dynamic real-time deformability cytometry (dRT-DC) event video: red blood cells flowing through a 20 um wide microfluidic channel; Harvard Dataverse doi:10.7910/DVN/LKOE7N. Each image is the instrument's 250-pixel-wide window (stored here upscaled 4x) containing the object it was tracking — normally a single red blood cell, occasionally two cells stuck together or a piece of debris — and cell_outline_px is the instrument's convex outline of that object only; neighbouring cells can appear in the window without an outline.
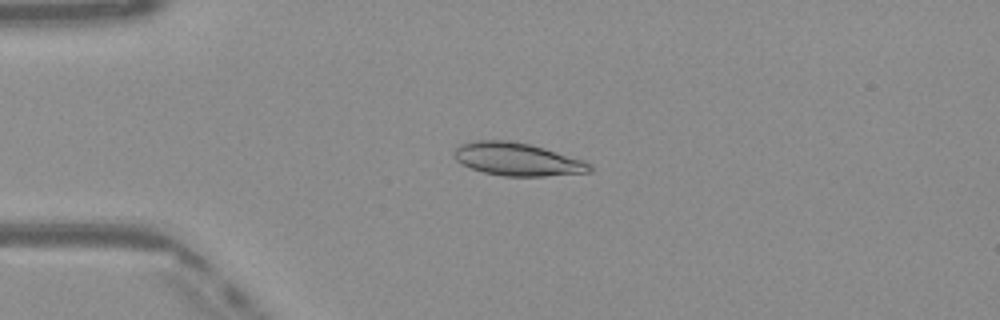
{"species": "Egyptian fruit bat (a non-hibernating species)", "species_latin": "Rousettus aegyptiacus", "temperature_condition": "warm", "stored_images_in_passage": 48, "camera_frame_rate_fps": 3000, "um_per_image_px": 0.085, "frame": {"image": 1, "passage_image": 11, "time_ms": 3.333, "image_size_px": [1000, 320], "cell_outline_px": [[592, 172], [544, 176], [504, 176], [484, 172], [460, 164], [452, 156], [452, 152], [460, 144], [476, 140], [508, 140], [528, 144], [544, 148], [584, 160], [592, 164]], "centroid_in_image_um": [43.96, 13.54], "position_along_channel_um": 41.0, "area_um2": 26.13}}
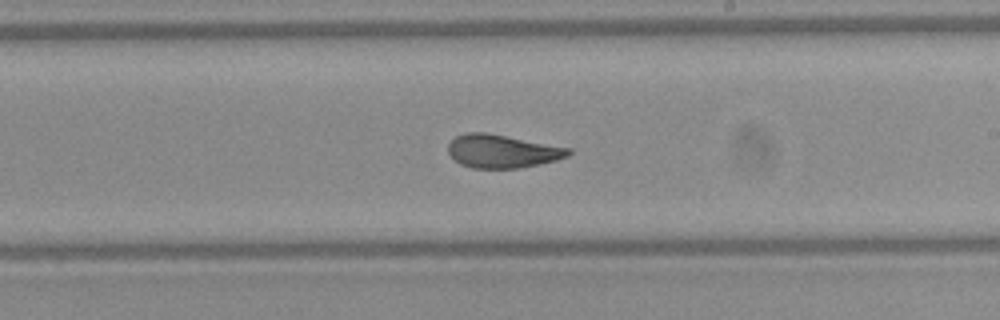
{"frame": {"image": 2, "passage_image": 28, "time_ms": 9.0, "image_size_px": [1000, 320], "cell_outline_px": [[572, 152], [568, 156], [556, 160], [540, 164], [520, 168], [472, 168], [460, 164], [448, 152], [448, 144], [456, 136], [468, 132], [484, 132], [572, 148]], "centroid_in_image_um": [42.71, 12.86], "position_along_channel_um": 246.3, "area_um2": 23.24}}
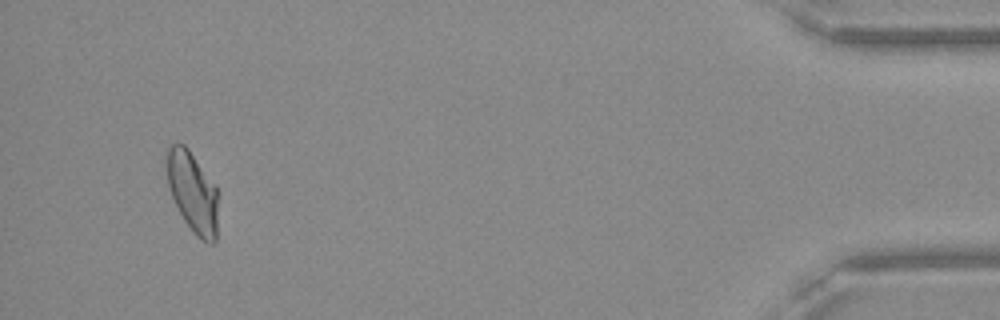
{"frame": {"image": 3, "passage_image": 46, "time_ms": 15.0, "image_size_px": [1000, 320], "cell_outline_px": [[216, 244], [208, 244], [200, 240], [192, 232], [184, 220], [172, 196], [168, 184], [164, 168], [164, 148], [168, 144], [184, 144], [188, 148], [216, 188]], "centroid_in_image_um": [16.29, 16.29], "position_along_channel_um": 418.9, "area_um2": 24.33}, "authors_computed_cell_mechanics": {"area_um2": 24.6517, "velocity_mm_per_s": 4.0945, "shape_relaxation_time_tau1_ms": 5.9627, "shape_relaxation_time_tau2_ms": 0.9291, "deformation_change_tau1": 0.188, "deformation_change_tau2": 0.0668}}